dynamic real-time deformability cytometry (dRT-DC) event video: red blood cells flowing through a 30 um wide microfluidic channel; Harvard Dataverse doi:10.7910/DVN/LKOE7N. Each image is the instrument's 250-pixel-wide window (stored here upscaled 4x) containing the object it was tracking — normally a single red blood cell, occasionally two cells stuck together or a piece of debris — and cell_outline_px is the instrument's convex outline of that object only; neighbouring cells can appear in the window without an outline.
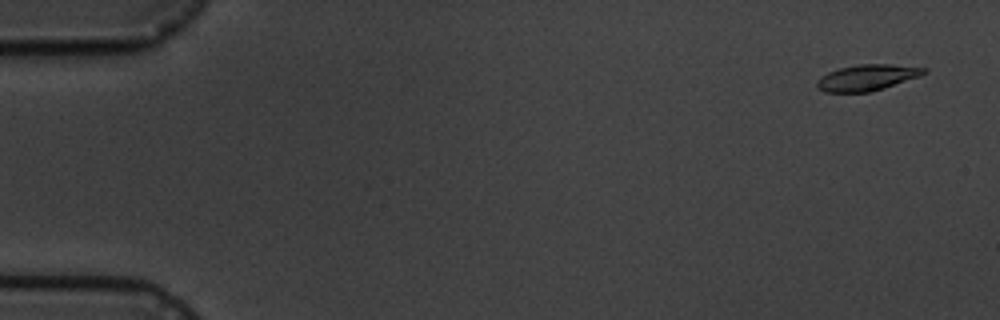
{"species": "common noctule bat (a hibernating species)", "species_latin": "Nyctalus noctula", "temperature_condition": "cold", "stored_images_in_passage": 15, "camera_frame_rate_fps": 3000, "um_per_image_px": 0.085, "animal": {"sex": "male", "body_mass_g": 19.5, "forearm_length_mm": 54.6}, "frame": {"image": 1, "passage_image": 1, "time_ms": 0.0, "image_size_px": [1000, 320], "cell_outline_px": [[928, 72], [920, 76], [872, 92], [824, 92], [816, 88], [816, 80], [828, 72], [840, 68], [860, 64], [892, 64], [928, 68]], "centroid_in_image_um": [73.71, 6.6], "position_along_channel_um": 11.3, "area_um2": 16.36}}
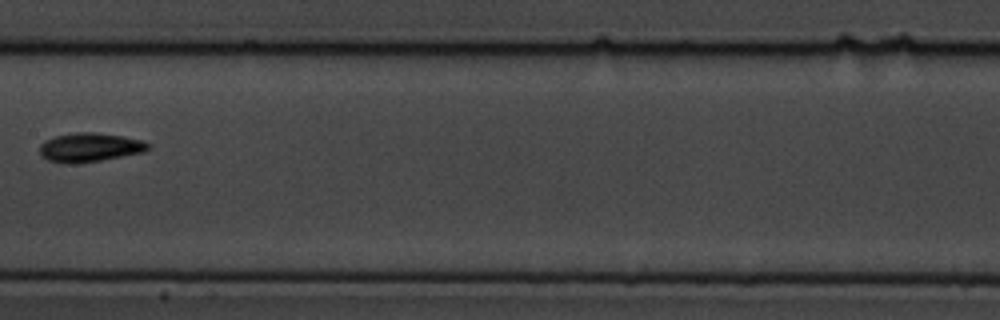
{"frame": {"image": 2, "passage_image": 8, "time_ms": 9.0, "image_size_px": [1000, 320], "cell_outline_px": [[152, 148], [144, 152], [100, 160], [48, 160], [40, 152], [40, 144], [44, 140], [56, 136], [76, 132], [92, 132], [120, 136], [140, 140], [152, 144]], "centroid_in_image_um": [7.71, 12.47], "position_along_channel_um": 199.7, "area_um2": 17.34}}
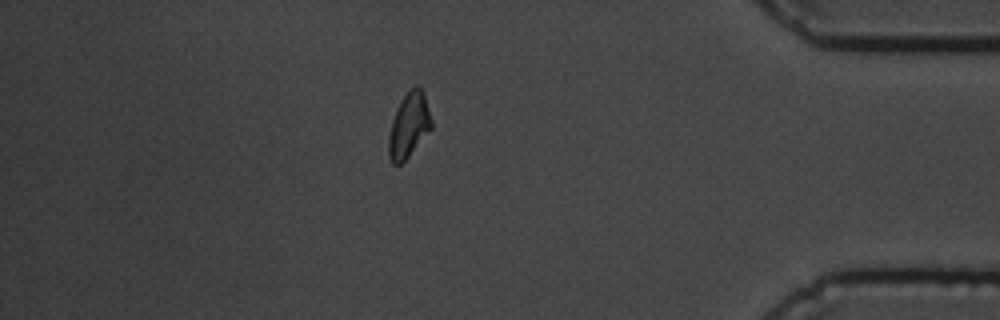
{"frame": {"image": 3, "passage_image": 14, "time_ms": 15.667, "image_size_px": [1000, 320], "cell_outline_px": [[432, 128], [408, 156], [400, 164], [392, 164], [388, 156], [388, 136], [392, 120], [400, 100], [416, 84], [424, 92], [432, 120]], "centroid_in_image_um": [34.75, 10.65], "position_along_channel_um": 400.5, "area_um2": 16.07}, "authors_computed_cell_mechanics": {"area_um2": 16.473, "velocity_mm_per_s": 3.5331, "shape_relaxation_time_tau1_ms": 4.0009, "shape_relaxation_time_tau2_ms": null, "deformation_change_tau1": 0.1089, "deformation_change_tau2": null}}